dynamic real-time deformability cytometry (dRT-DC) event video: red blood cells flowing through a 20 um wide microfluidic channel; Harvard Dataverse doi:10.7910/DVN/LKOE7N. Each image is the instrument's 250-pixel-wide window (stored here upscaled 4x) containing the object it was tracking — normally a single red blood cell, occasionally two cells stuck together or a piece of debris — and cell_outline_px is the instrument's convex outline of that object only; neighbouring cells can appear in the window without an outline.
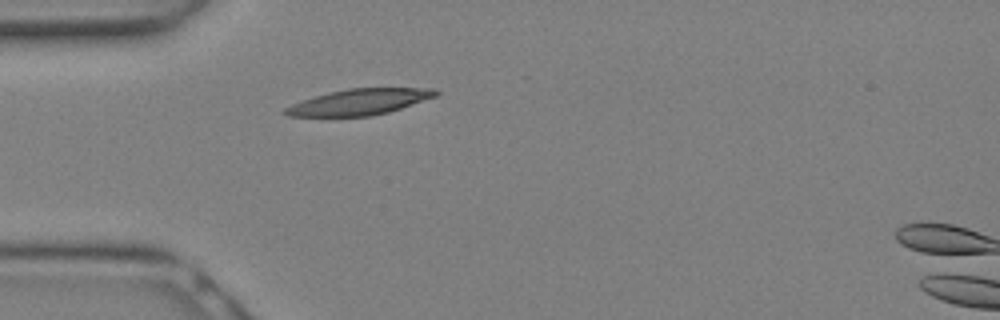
{"species": "Egyptian fruit bat (a non-hibernating species)", "species_latin": "Rousettus aegyptiacus", "temperature_condition": "warm", "stored_images_in_passage": 10, "camera_frame_rate_fps": 3000, "um_per_image_px": 0.085, "animal": {"sex": "female"}, "frame": {"image": 1, "passage_image": 1, "time_ms": 0.0, "image_size_px": [1000, 320], "cell_outline_px": [[440, 92], [436, 96], [388, 112], [372, 116], [288, 116], [280, 112], [284, 108], [292, 104], [328, 92], [348, 88], [436, 88]], "centroid_in_image_um": [30.53, 8.66], "position_along_channel_um": 54.5, "area_um2": 22.6}}
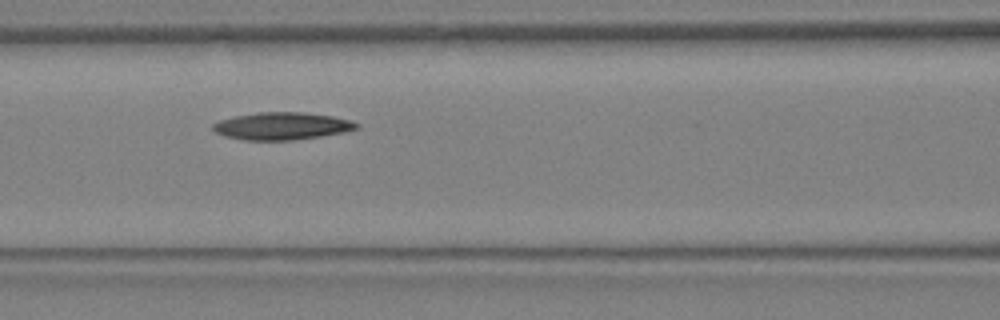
{"frame": {"image": 2, "passage_image": 5, "time_ms": 1.333, "image_size_px": [1000, 320], "cell_outline_px": [[360, 128], [344, 132], [320, 136], [292, 140], [244, 140], [224, 136], [216, 132], [212, 128], [212, 124], [220, 120], [236, 116], [260, 112], [304, 112], [332, 116], [348, 120], [360, 124]], "centroid_in_image_um": [23.97, 10.71], "position_along_channel_um": 142.6, "area_um2": 22.83}}
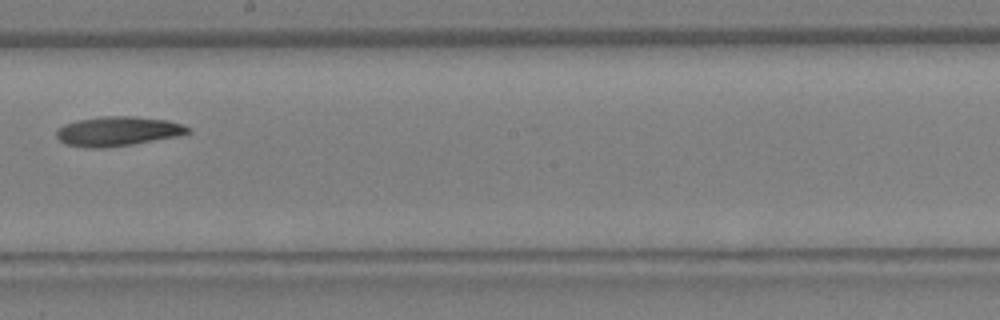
{"frame": {"image": 3, "passage_image": 9, "time_ms": 2.667, "image_size_px": [1000, 320], "cell_outline_px": [[192, 132], [176, 136], [132, 144], [100, 148], [88, 148], [64, 144], [56, 136], [56, 128], [64, 124], [76, 120], [104, 116], [136, 116], [168, 120], [184, 124]], "centroid_in_image_um": [9.98, 11.15], "position_along_channel_um": 238.2, "area_um2": 22.66}}